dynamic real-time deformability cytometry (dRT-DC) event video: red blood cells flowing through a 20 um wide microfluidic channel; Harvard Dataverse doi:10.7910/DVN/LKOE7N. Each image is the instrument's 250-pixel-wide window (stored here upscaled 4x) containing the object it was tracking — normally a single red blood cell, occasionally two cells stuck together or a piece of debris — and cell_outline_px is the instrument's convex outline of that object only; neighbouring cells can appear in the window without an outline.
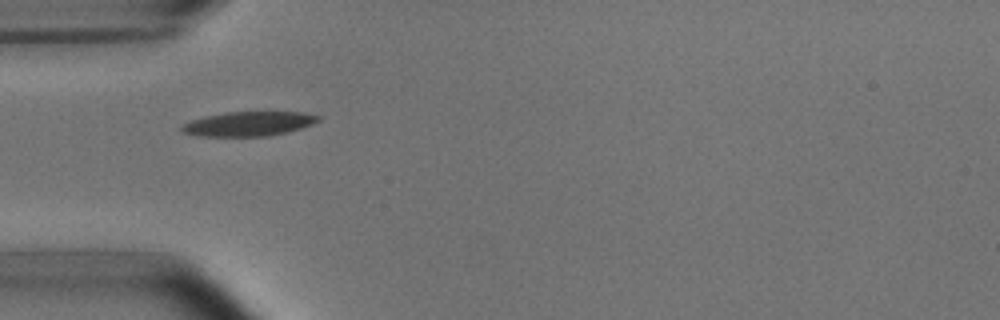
{"species": "common noctule bat (a hibernating species)", "species_latin": "Nyctalus noctula", "temperature_condition": "room temperature", "stored_images_in_passage": 2, "camera_frame_rate_fps": 3000, "um_per_image_px": 0.085, "animal": {"sex": "male", "body_mass_g": 15.6}, "frame": {"image": 1, "passage_image": 1, "time_ms": 0.0, "image_size_px": [1000, 320], "cell_outline_px": [[320, 120], [312, 124], [300, 128], [268, 136], [196, 136], [180, 132], [180, 124], [192, 120], [208, 116], [228, 112], [304, 112], [320, 116]], "centroid_in_image_um": [21.09, 10.53], "position_along_channel_um": 63.9, "area_um2": 19.36}}